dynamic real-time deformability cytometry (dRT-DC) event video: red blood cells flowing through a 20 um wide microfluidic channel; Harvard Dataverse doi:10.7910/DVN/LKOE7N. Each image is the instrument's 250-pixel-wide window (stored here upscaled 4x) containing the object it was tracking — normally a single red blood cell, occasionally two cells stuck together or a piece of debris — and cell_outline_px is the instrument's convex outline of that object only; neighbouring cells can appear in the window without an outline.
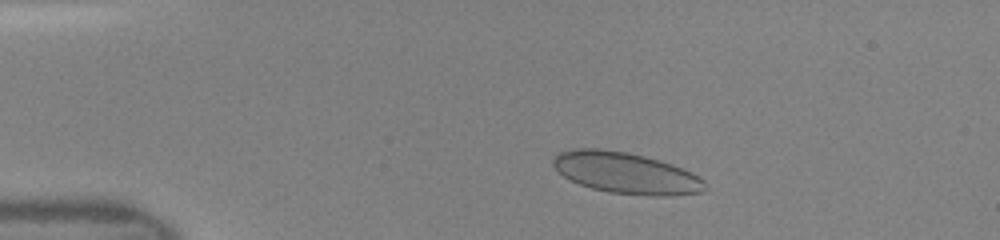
{"species": "human", "species_latin": "Homo sapiens", "temperature_condition": "room temperature", "stored_images_in_passage": 35, "camera_frame_rate_fps": 3000, "um_per_image_px": 0.085, "donor": {"sex": "female"}, "frame": {"image": 1, "passage_image": 5, "time_ms": 1.333, "image_size_px": [1000, 240], "cell_outline_px": [[708, 188], [700, 192], [672, 196], [648, 196], [608, 192], [592, 188], [580, 184], [564, 176], [552, 164], [552, 160], [560, 152], [572, 148], [600, 148], [628, 152], [660, 160], [672, 164], [704, 180]], "centroid_in_image_um": [53.2, 14.7], "position_along_channel_um": 31.8, "area_um2": 36.41}}
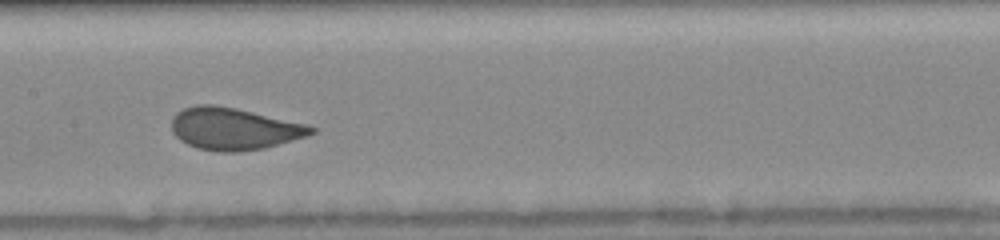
{"frame": {"image": 2, "passage_image": 20, "time_ms": 6.333, "image_size_px": [1000, 240], "cell_outline_px": [[316, 132], [308, 136], [264, 148], [240, 152], [220, 152], [196, 148], [180, 140], [172, 132], [172, 116], [176, 112], [184, 108], [196, 104], [212, 104], [236, 108], [308, 124], [316, 128]], "centroid_in_image_um": [19.89, 10.94], "position_along_channel_um": 187.5, "area_um2": 34.51}}
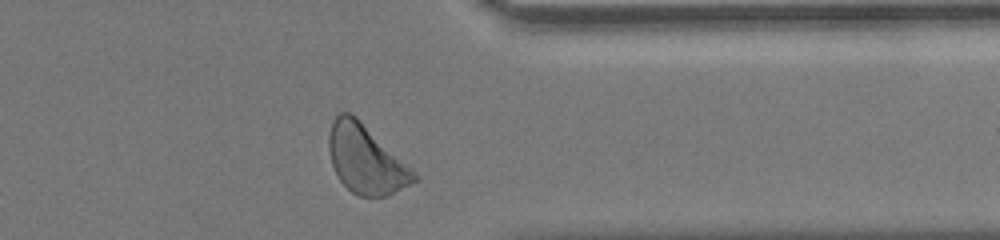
{"frame": {"image": 3, "passage_image": 34, "time_ms": 11.0, "image_size_px": [1000, 240], "cell_outline_px": [[420, 180], [388, 196], [360, 196], [352, 192], [340, 180], [332, 164], [328, 148], [328, 136], [332, 120], [340, 112], [352, 112], [408, 164], [420, 176]], "centroid_in_image_um": [31.13, 13.53], "position_along_channel_um": 380.3, "area_um2": 34.22}}